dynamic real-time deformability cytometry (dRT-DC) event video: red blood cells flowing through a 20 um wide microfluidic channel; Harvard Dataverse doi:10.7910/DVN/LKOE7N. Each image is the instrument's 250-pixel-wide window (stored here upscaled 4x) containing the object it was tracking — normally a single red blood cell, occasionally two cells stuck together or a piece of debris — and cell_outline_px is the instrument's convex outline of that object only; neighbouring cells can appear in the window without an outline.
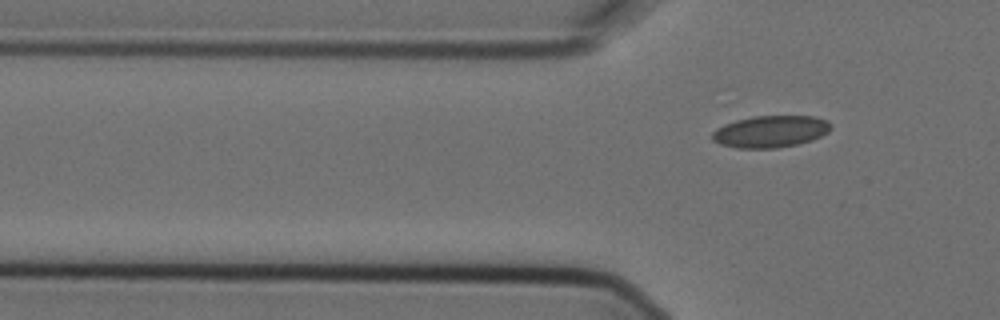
{"species": "Egyptian fruit bat (a non-hibernating species)", "species_latin": "Rousettus aegyptiacus", "temperature_condition": "cold", "stored_images_in_passage": 6, "camera_frame_rate_fps": 3000, "um_per_image_px": 0.085, "animal": {"sex": "female"}, "frame": {"image": 1, "passage_image": 6, "time_ms": 1.667, "image_size_px": [1000, 320], "cell_outline_px": [[832, 128], [828, 132], [812, 140], [796, 144], [776, 148], [736, 148], [720, 144], [712, 140], [712, 132], [716, 128], [724, 124], [736, 120], [752, 116], [816, 116], [828, 120], [832, 124]], "centroid_in_image_um": [65.5, 11.17], "position_along_channel_um": 60.3, "area_um2": 22.2}}